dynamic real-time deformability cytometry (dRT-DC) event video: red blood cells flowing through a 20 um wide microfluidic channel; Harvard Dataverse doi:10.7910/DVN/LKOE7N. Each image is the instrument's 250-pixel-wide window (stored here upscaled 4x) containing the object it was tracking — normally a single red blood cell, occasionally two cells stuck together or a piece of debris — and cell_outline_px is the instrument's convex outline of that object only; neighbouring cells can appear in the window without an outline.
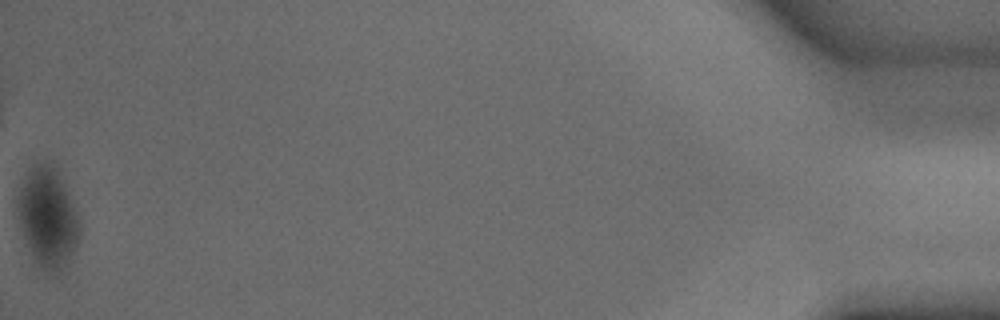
{"species": "common noctule bat (a hibernating species)", "species_latin": "Nyctalus noctula", "temperature_condition": "warm", "stored_images_in_passage": 36, "camera_frame_rate_fps": 3000, "um_per_image_px": 0.085, "animal": {"sex": "male", "body_mass_g": 15.6}, "frame": {"image": 1, "passage_image": 36, "time_ms": 11.667, "image_size_px": [1000, 320], "cell_outline_px": [[80, 236], [76, 248], [68, 264], [56, 276], [52, 276], [44, 272], [36, 264], [24, 236], [20, 224], [16, 204], [16, 200], [20, 188], [28, 172], [36, 164], [48, 164], [56, 168], [80, 220]], "centroid_in_image_um": [4.08, 18.61], "position_along_channel_um": 431.1, "area_um2": 35.84}}